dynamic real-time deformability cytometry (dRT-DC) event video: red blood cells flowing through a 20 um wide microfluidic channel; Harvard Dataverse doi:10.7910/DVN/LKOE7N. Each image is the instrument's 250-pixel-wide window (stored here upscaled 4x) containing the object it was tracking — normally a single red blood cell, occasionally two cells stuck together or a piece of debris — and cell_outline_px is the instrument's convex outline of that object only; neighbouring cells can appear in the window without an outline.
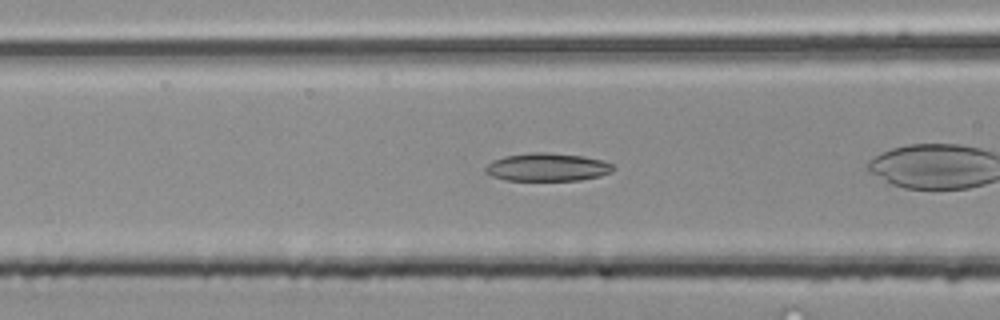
{"species": "common noctule bat (a hibernating species)", "species_latin": "Nyctalus noctula", "temperature_condition": "room temperature", "stored_images_in_passage": 24, "camera_frame_rate_fps": 3000, "um_per_image_px": 0.085, "animal": {"sex": "male", "body_mass_g": 20.4}, "frame": {"image": 1, "passage_image": 4, "time_ms": 1.0, "image_size_px": [1000, 320], "cell_outline_px": [[616, 168], [612, 172], [600, 176], [580, 180], [504, 180], [492, 176], [484, 172], [484, 168], [492, 160], [504, 156], [532, 152], [544, 152], [580, 156], [600, 160], [612, 164]], "centroid_in_image_um": [46.49, 14.21], "position_along_channel_um": 120.1, "area_um2": 20.81}}